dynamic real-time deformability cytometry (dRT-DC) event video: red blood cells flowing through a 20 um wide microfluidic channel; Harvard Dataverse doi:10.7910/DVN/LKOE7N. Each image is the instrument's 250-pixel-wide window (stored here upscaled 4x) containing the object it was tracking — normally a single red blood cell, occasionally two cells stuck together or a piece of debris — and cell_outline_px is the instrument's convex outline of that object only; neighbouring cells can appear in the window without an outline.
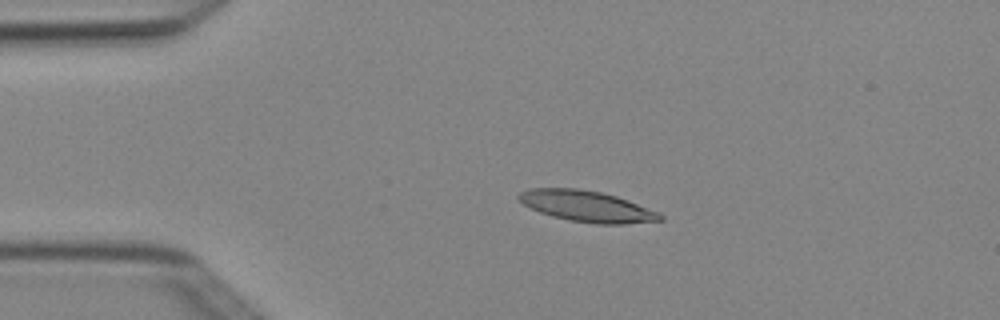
{"species": "Egyptian fruit bat (a non-hibernating species)", "species_latin": "Rousettus aegyptiacus", "temperature_condition": "cold", "stored_images_in_passage": 3, "camera_frame_rate_fps": 3000, "um_per_image_px": 0.085, "animal": {"sex": "female"}, "frame": {"image": 1, "passage_image": 2, "time_ms": 0.333, "image_size_px": [1000, 320], "cell_outline_px": [[664, 220], [624, 224], [596, 224], [572, 220], [552, 216], [540, 212], [524, 204], [516, 196], [520, 192], [528, 188], [576, 188], [600, 192], [616, 196], [628, 200], [660, 212], [664, 216]], "centroid_in_image_um": [49.92, 17.53], "position_along_channel_um": 35.1, "area_um2": 25.49}}